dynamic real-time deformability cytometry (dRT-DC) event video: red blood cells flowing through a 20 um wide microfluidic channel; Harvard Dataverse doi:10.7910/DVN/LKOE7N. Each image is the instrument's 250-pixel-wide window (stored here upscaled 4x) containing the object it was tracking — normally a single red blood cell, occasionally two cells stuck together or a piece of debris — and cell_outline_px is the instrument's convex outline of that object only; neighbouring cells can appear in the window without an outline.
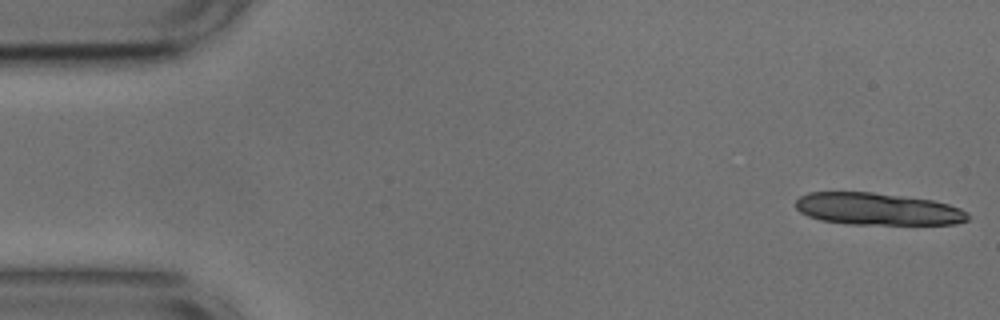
{"species": "common noctule bat (a hibernating species)", "species_latin": "Nyctalus noctula", "temperature_condition": "cold", "stored_images_in_passage": 12, "camera_frame_rate_fps": 3000, "um_per_image_px": 0.085, "animal": {"sex": "male", "body_mass_g": 17.9, "forearm_length_mm": 54.2}, "frame": {"image": 1, "passage_image": 1, "time_ms": 0.0, "image_size_px": [1000, 320], "cell_outline_px": [[968, 220], [956, 224], [848, 224], [820, 220], [808, 216], [800, 212], [796, 208], [796, 200], [800, 196], [808, 192], [872, 192], [932, 200], [948, 204], [960, 208], [968, 212]], "centroid_in_image_um": [74.58, 17.77], "position_along_channel_um": 10.4, "area_um2": 32.25}}